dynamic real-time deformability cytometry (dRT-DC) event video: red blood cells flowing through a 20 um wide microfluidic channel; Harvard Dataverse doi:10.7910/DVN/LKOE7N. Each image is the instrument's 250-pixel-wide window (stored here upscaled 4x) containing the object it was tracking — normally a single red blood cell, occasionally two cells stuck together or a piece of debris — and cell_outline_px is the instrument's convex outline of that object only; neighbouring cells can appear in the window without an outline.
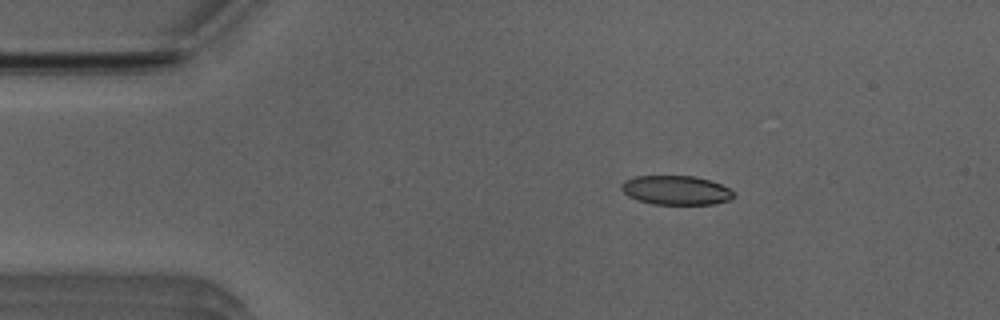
{"species": "Egyptian fruit bat (a non-hibernating species)", "species_latin": "Rousettus aegyptiacus", "temperature_condition": "room temperature", "stored_images_in_passage": 37, "camera_frame_rate_fps": 3000, "um_per_image_px": 0.085, "animal": {"sex": "male"}, "frame": {"image": 1, "passage_image": 8, "time_ms": 2.333, "image_size_px": [1000, 320], "cell_outline_px": [[736, 196], [728, 200], [712, 204], [652, 204], [636, 200], [628, 196], [620, 188], [620, 184], [624, 180], [636, 176], [696, 176], [712, 180], [736, 192]], "centroid_in_image_um": [57.46, 16.16], "position_along_channel_um": 27.5, "area_um2": 19.31}}
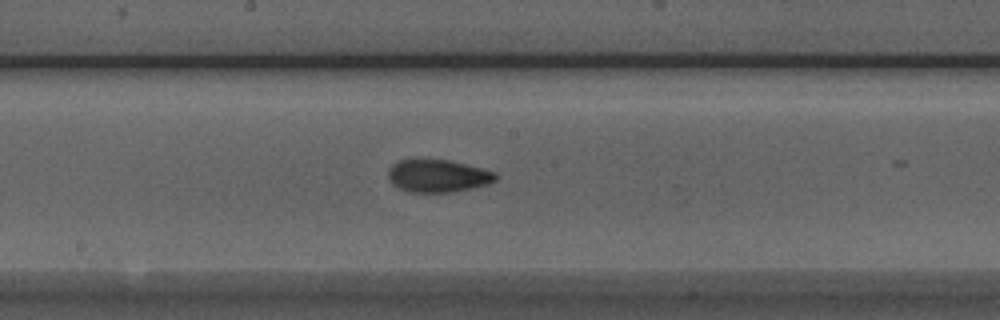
{"frame": {"image": 2, "passage_image": 26, "time_ms": 8.333, "image_size_px": [1000, 320], "cell_outline_px": [[500, 176], [496, 180], [488, 184], [472, 188], [452, 192], [408, 192], [392, 184], [388, 180], [388, 168], [392, 164], [400, 160], [448, 160], [496, 172]], "centroid_in_image_um": [37.22, 14.96], "position_along_channel_um": 211.0, "area_um2": 20.4}}
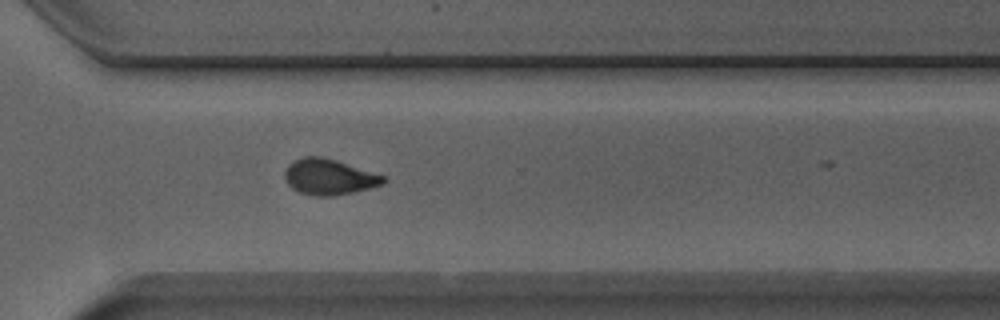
{"frame": {"image": 3, "passage_image": 36, "time_ms": 11.667, "image_size_px": [1000, 320], "cell_outline_px": [[388, 180], [384, 184], [352, 192], [332, 196], [316, 196], [300, 192], [292, 188], [288, 184], [284, 176], [284, 172], [288, 164], [292, 160], [304, 156], [320, 156], [336, 160], [384, 176]], "centroid_in_image_um": [27.94, 15.03], "position_along_channel_um": 342.7, "area_um2": 20.46}}